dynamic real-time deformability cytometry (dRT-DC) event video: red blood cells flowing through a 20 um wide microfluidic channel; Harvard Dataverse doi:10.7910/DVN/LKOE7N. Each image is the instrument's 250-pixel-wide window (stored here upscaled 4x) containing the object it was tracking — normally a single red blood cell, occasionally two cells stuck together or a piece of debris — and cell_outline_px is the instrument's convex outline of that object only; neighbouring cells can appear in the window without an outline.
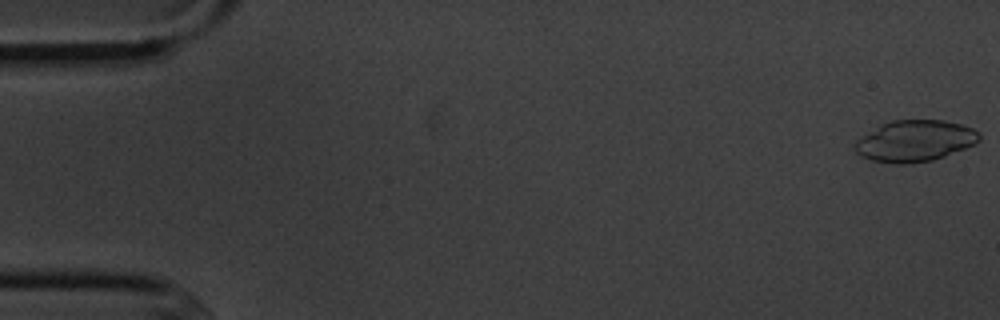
{"species": "common noctule bat (a hibernating species)", "species_latin": "Nyctalus noctula", "temperature_condition": "cold", "stored_images_in_passage": 5, "camera_frame_rate_fps": 3000, "um_per_image_px": 0.085, "animal": {"sex": "male", "body_mass_g": 20.1, "forearm_length_mm": 53.5}, "frame": {"image": 1, "passage_image": 1, "time_ms": 0.0, "image_size_px": [1000, 320], "cell_outline_px": [[980, 140], [976, 144], [944, 156], [932, 160], [912, 164], [896, 164], [872, 160], [860, 156], [856, 152], [856, 140], [884, 124], [892, 120], [944, 120], [960, 124], [972, 128], [980, 132]], "centroid_in_image_um": [77.81, 11.99], "position_along_channel_um": 7.2, "area_um2": 29.71}}